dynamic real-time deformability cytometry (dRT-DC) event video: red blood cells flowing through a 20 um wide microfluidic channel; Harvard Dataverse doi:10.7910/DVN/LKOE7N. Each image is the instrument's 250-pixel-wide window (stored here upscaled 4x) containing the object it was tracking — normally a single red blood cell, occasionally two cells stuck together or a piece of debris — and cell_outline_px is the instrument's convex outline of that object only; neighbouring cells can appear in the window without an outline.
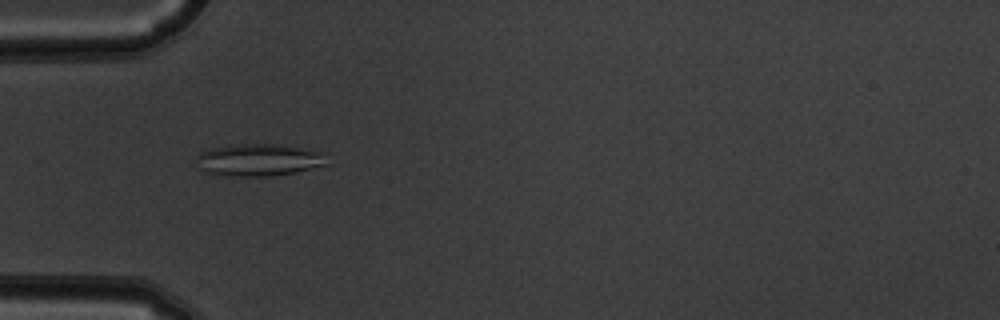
{"species": "common noctule bat (a hibernating species)", "species_latin": "Nyctalus noctula", "temperature_condition": "warm", "stored_images_in_passage": 49, "camera_frame_rate_fps": 3000, "um_per_image_px": 0.085, "animal": {"sex": "male", "body_mass_g": 19.5, "forearm_length_mm": 54.6}, "frame": {"image": 1, "passage_image": 13, "time_ms": 4.0, "image_size_px": [1000, 320], "cell_outline_px": [[328, 164], [296, 172], [272, 176], [232, 176], [208, 172], [200, 168], [196, 156], [200, 152], [212, 148], [240, 144], [284, 144], [324, 152]], "centroid_in_image_um": [22.05, 13.58], "position_along_channel_um": 62.9, "area_um2": 24.45}}
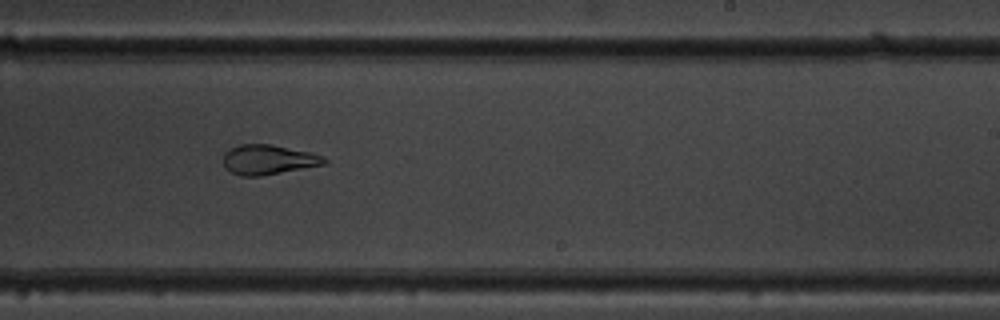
{"frame": {"image": 2, "passage_image": 29, "time_ms": 9.333, "image_size_px": [1000, 320], "cell_outline_px": [[328, 160], [324, 164], [260, 176], [240, 176], [224, 168], [224, 152], [240, 144], [272, 144], [308, 152], [320, 156]], "centroid_in_image_um": [22.75, 13.57], "position_along_channel_um": 266.3, "area_um2": 17.22}}
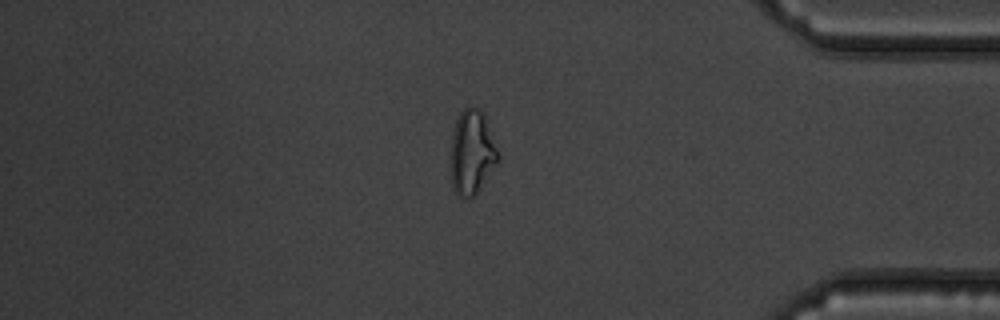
{"frame": {"image": 3, "passage_image": 41, "time_ms": 13.333, "image_size_px": [1000, 320], "cell_outline_px": [[500, 156], [476, 192], [472, 196], [460, 196], [452, 188], [452, 132], [456, 120], [460, 112], [468, 104], [472, 104], [484, 112]], "centroid_in_image_um": [40.11, 12.83], "position_along_channel_um": 395.1, "area_um2": 22.77}, "authors_computed_cell_mechanics": {"area_um2": 22.3108, "velocity_mm_per_s": 3.8603, "shape_relaxation_time_tau1_ms": null, "shape_relaxation_time_tau2_ms": 2.37, "deformation_change_tau1": null, "deformation_change_tau2": 0.0749}}